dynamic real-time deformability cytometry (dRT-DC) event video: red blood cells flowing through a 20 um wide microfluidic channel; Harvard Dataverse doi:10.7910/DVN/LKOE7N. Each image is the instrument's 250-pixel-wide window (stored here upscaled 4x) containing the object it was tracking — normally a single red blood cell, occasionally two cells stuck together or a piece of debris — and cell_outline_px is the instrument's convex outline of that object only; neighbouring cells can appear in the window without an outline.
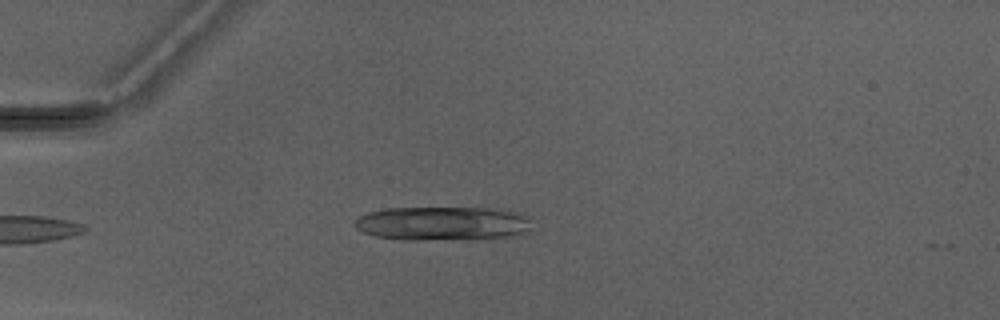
{"species": "Egyptian fruit bat (a non-hibernating species)", "species_latin": "Rousettus aegyptiacus", "temperature_condition": "warm", "stored_images_in_passage": 2, "camera_frame_rate_fps": 3000, "um_per_image_px": 0.085, "animal": {"sex": "male"}, "frame": {"image": 1, "passage_image": 1, "time_ms": 0.0, "image_size_px": [1000, 320], "cell_outline_px": [[528, 228], [520, 232], [508, 236], [420, 240], [404, 240], [376, 236], [364, 232], [356, 228], [352, 224], [360, 216], [368, 212], [388, 208], [484, 208], [512, 212], [528, 216]], "centroid_in_image_um": [37.46, 18.98], "position_along_channel_um": 47.5, "area_um2": 33.99}}